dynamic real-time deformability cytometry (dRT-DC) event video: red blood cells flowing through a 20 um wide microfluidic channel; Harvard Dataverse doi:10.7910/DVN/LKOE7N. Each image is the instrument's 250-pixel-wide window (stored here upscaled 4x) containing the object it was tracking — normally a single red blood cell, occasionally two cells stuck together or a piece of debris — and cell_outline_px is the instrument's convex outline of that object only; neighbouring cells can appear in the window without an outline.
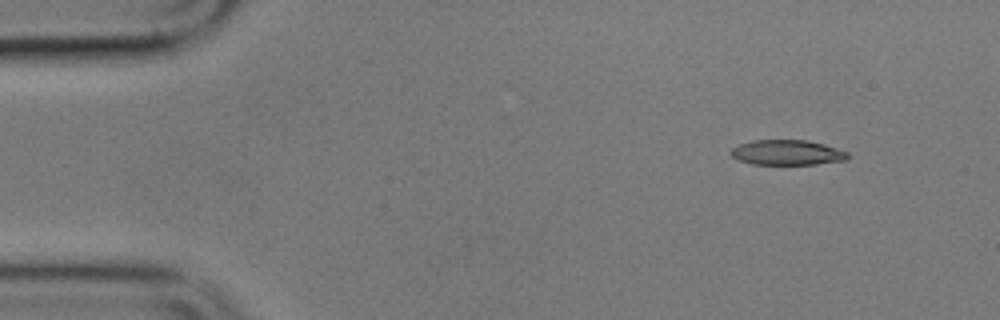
{"species": "common noctule bat (a hibernating species)", "species_latin": "Nyctalus noctula", "temperature_condition": "cold", "stored_images_in_passage": 4, "camera_frame_rate_fps": 3000, "um_per_image_px": 0.085, "animal": {"sex": "male", "body_mass_g": 17.9}, "frame": {"image": 1, "passage_image": 1, "time_ms": 0.0, "image_size_px": [1000, 320], "cell_outline_px": [[848, 160], [816, 164], [752, 164], [736, 160], [728, 152], [732, 148], [740, 144], [752, 140], [808, 140], [824, 144], [848, 152]], "centroid_in_image_um": [66.88, 12.96], "position_along_channel_um": 18.1, "area_um2": 17.22}}